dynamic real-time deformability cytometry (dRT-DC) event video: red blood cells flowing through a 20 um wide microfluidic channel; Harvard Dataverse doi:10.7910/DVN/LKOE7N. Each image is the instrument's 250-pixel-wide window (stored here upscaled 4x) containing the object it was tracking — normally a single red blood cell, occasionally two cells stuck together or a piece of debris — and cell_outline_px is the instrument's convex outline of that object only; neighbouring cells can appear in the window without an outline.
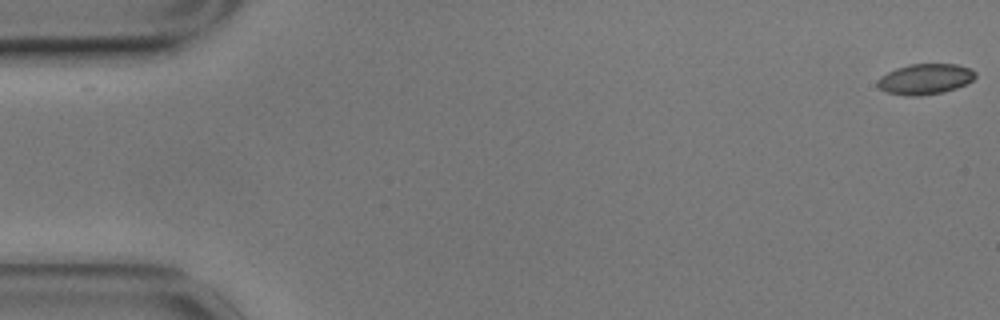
{"species": "common noctule bat (a hibernating species)", "species_latin": "Nyctalus noctula", "temperature_condition": "cold", "stored_images_in_passage": 17, "camera_frame_rate_fps": 3000, "um_per_image_px": 0.085, "animal": {"sex": "male", "body_mass_g": 17.9}, "frame": {"image": 1, "passage_image": 1, "time_ms": 0.0, "image_size_px": [1000, 320], "cell_outline_px": [[976, 76], [972, 80], [956, 88], [944, 92], [916, 96], [908, 96], [888, 92], [880, 88], [876, 84], [876, 80], [880, 76], [896, 68], [908, 64], [956, 64], [968, 68], [976, 72]], "centroid_in_image_um": [78.61, 6.71], "position_along_channel_um": 6.4, "area_um2": 17.34}}